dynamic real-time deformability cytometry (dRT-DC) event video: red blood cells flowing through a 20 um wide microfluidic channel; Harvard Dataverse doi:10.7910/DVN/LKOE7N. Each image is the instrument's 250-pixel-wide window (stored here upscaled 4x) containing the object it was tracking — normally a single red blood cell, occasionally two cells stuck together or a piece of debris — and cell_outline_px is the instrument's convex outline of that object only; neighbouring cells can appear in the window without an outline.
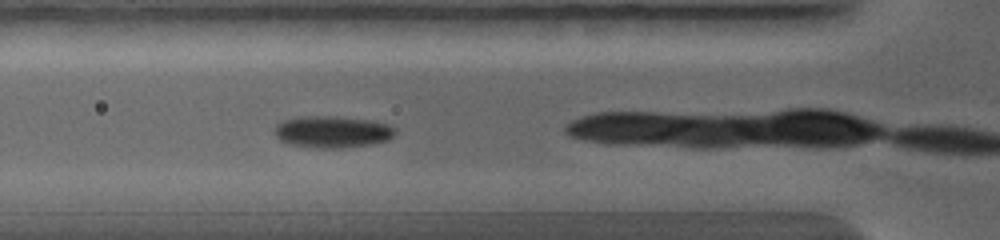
{"species": "common noctule bat (a hibernating species)", "species_latin": "Nyctalus noctula", "temperature_condition": "warm", "stored_images_in_passage": 10, "camera_frame_rate_fps": 5000, "um_per_image_px": 0.085, "animal": {"sex": "female", "body_mass_g": 19.0, "forearm_length_mm": 56.7}, "frame": {"image": 1, "passage_image": 4, "time_ms": 0.8, "image_size_px": [1000, 240], "cell_outline_px": [[396, 132], [388, 140], [368, 144], [340, 148], [312, 148], [292, 144], [280, 140], [272, 132], [276, 124], [284, 120], [296, 116], [336, 116], [372, 120], [388, 124], [396, 128]], "centroid_in_image_um": [28.22, 11.19], "position_along_channel_um": 97.6, "area_um2": 22.54}}